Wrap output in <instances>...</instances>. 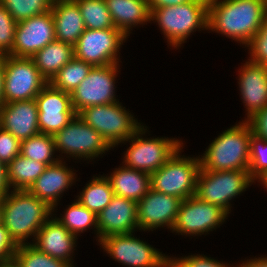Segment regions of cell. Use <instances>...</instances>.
<instances>
[{
  "label": "cell",
  "instance_id": "34",
  "mask_svg": "<svg viewBox=\"0 0 267 267\" xmlns=\"http://www.w3.org/2000/svg\"><path fill=\"white\" fill-rule=\"evenodd\" d=\"M0 3L19 22L51 10L52 0H0Z\"/></svg>",
  "mask_w": 267,
  "mask_h": 267
},
{
  "label": "cell",
  "instance_id": "3",
  "mask_svg": "<svg viewBox=\"0 0 267 267\" xmlns=\"http://www.w3.org/2000/svg\"><path fill=\"white\" fill-rule=\"evenodd\" d=\"M252 134L247 121L223 131L200 157V167L212 171H248Z\"/></svg>",
  "mask_w": 267,
  "mask_h": 267
},
{
  "label": "cell",
  "instance_id": "8",
  "mask_svg": "<svg viewBox=\"0 0 267 267\" xmlns=\"http://www.w3.org/2000/svg\"><path fill=\"white\" fill-rule=\"evenodd\" d=\"M144 125L127 141L130 142V147L124 153L125 167L144 171L152 174L163 166L175 153L183 146V142L173 138H146L147 128Z\"/></svg>",
  "mask_w": 267,
  "mask_h": 267
},
{
  "label": "cell",
  "instance_id": "43",
  "mask_svg": "<svg viewBox=\"0 0 267 267\" xmlns=\"http://www.w3.org/2000/svg\"><path fill=\"white\" fill-rule=\"evenodd\" d=\"M10 190L7 183L6 165L0 162V197H4Z\"/></svg>",
  "mask_w": 267,
  "mask_h": 267
},
{
  "label": "cell",
  "instance_id": "25",
  "mask_svg": "<svg viewBox=\"0 0 267 267\" xmlns=\"http://www.w3.org/2000/svg\"><path fill=\"white\" fill-rule=\"evenodd\" d=\"M106 178L111 184L114 195L141 200L151 189L150 174L144 171L119 166Z\"/></svg>",
  "mask_w": 267,
  "mask_h": 267
},
{
  "label": "cell",
  "instance_id": "48",
  "mask_svg": "<svg viewBox=\"0 0 267 267\" xmlns=\"http://www.w3.org/2000/svg\"><path fill=\"white\" fill-rule=\"evenodd\" d=\"M265 16L267 17V0H265Z\"/></svg>",
  "mask_w": 267,
  "mask_h": 267
},
{
  "label": "cell",
  "instance_id": "22",
  "mask_svg": "<svg viewBox=\"0 0 267 267\" xmlns=\"http://www.w3.org/2000/svg\"><path fill=\"white\" fill-rule=\"evenodd\" d=\"M65 162L59 160L48 165L44 172L34 181L28 191L38 199L47 202L53 209L60 200V195L74 183L76 175Z\"/></svg>",
  "mask_w": 267,
  "mask_h": 267
},
{
  "label": "cell",
  "instance_id": "46",
  "mask_svg": "<svg viewBox=\"0 0 267 267\" xmlns=\"http://www.w3.org/2000/svg\"><path fill=\"white\" fill-rule=\"evenodd\" d=\"M259 181L261 182L260 184L265 186L264 188H267V173H265L261 178H259L258 182Z\"/></svg>",
  "mask_w": 267,
  "mask_h": 267
},
{
  "label": "cell",
  "instance_id": "18",
  "mask_svg": "<svg viewBox=\"0 0 267 267\" xmlns=\"http://www.w3.org/2000/svg\"><path fill=\"white\" fill-rule=\"evenodd\" d=\"M98 242L112 234H130L138 229L137 202L114 195L97 215Z\"/></svg>",
  "mask_w": 267,
  "mask_h": 267
},
{
  "label": "cell",
  "instance_id": "10",
  "mask_svg": "<svg viewBox=\"0 0 267 267\" xmlns=\"http://www.w3.org/2000/svg\"><path fill=\"white\" fill-rule=\"evenodd\" d=\"M56 151L68 157L95 159L112 148L107 141L91 126L86 124L79 115L59 132L53 135Z\"/></svg>",
  "mask_w": 267,
  "mask_h": 267
},
{
  "label": "cell",
  "instance_id": "12",
  "mask_svg": "<svg viewBox=\"0 0 267 267\" xmlns=\"http://www.w3.org/2000/svg\"><path fill=\"white\" fill-rule=\"evenodd\" d=\"M127 37L117 28L85 29L74 46V57L92 66L119 63L118 53Z\"/></svg>",
  "mask_w": 267,
  "mask_h": 267
},
{
  "label": "cell",
  "instance_id": "24",
  "mask_svg": "<svg viewBox=\"0 0 267 267\" xmlns=\"http://www.w3.org/2000/svg\"><path fill=\"white\" fill-rule=\"evenodd\" d=\"M105 2L115 28L126 37L130 35L131 28L151 21L147 0H105Z\"/></svg>",
  "mask_w": 267,
  "mask_h": 267
},
{
  "label": "cell",
  "instance_id": "16",
  "mask_svg": "<svg viewBox=\"0 0 267 267\" xmlns=\"http://www.w3.org/2000/svg\"><path fill=\"white\" fill-rule=\"evenodd\" d=\"M55 40L54 20L49 10L17 22L13 48L8 55L30 58Z\"/></svg>",
  "mask_w": 267,
  "mask_h": 267
},
{
  "label": "cell",
  "instance_id": "35",
  "mask_svg": "<svg viewBox=\"0 0 267 267\" xmlns=\"http://www.w3.org/2000/svg\"><path fill=\"white\" fill-rule=\"evenodd\" d=\"M250 177L256 181L267 173V141L254 134L250 137Z\"/></svg>",
  "mask_w": 267,
  "mask_h": 267
},
{
  "label": "cell",
  "instance_id": "42",
  "mask_svg": "<svg viewBox=\"0 0 267 267\" xmlns=\"http://www.w3.org/2000/svg\"><path fill=\"white\" fill-rule=\"evenodd\" d=\"M191 0H147L150 9H157L167 6H176L179 4L187 3Z\"/></svg>",
  "mask_w": 267,
  "mask_h": 267
},
{
  "label": "cell",
  "instance_id": "5",
  "mask_svg": "<svg viewBox=\"0 0 267 267\" xmlns=\"http://www.w3.org/2000/svg\"><path fill=\"white\" fill-rule=\"evenodd\" d=\"M129 112L118 100L112 104L86 107L77 115L113 148L124 143L143 126Z\"/></svg>",
  "mask_w": 267,
  "mask_h": 267
},
{
  "label": "cell",
  "instance_id": "9",
  "mask_svg": "<svg viewBox=\"0 0 267 267\" xmlns=\"http://www.w3.org/2000/svg\"><path fill=\"white\" fill-rule=\"evenodd\" d=\"M115 261L128 267H170V258L130 234H112L99 241Z\"/></svg>",
  "mask_w": 267,
  "mask_h": 267
},
{
  "label": "cell",
  "instance_id": "27",
  "mask_svg": "<svg viewBox=\"0 0 267 267\" xmlns=\"http://www.w3.org/2000/svg\"><path fill=\"white\" fill-rule=\"evenodd\" d=\"M46 165L19 154L6 166L7 183L13 190H28Z\"/></svg>",
  "mask_w": 267,
  "mask_h": 267
},
{
  "label": "cell",
  "instance_id": "6",
  "mask_svg": "<svg viewBox=\"0 0 267 267\" xmlns=\"http://www.w3.org/2000/svg\"><path fill=\"white\" fill-rule=\"evenodd\" d=\"M158 170L150 174L151 189L182 200L195 195L200 157H181V149Z\"/></svg>",
  "mask_w": 267,
  "mask_h": 267
},
{
  "label": "cell",
  "instance_id": "11",
  "mask_svg": "<svg viewBox=\"0 0 267 267\" xmlns=\"http://www.w3.org/2000/svg\"><path fill=\"white\" fill-rule=\"evenodd\" d=\"M48 83L31 58L5 55V103L34 99Z\"/></svg>",
  "mask_w": 267,
  "mask_h": 267
},
{
  "label": "cell",
  "instance_id": "47",
  "mask_svg": "<svg viewBox=\"0 0 267 267\" xmlns=\"http://www.w3.org/2000/svg\"><path fill=\"white\" fill-rule=\"evenodd\" d=\"M0 267H18L14 262L0 264Z\"/></svg>",
  "mask_w": 267,
  "mask_h": 267
},
{
  "label": "cell",
  "instance_id": "45",
  "mask_svg": "<svg viewBox=\"0 0 267 267\" xmlns=\"http://www.w3.org/2000/svg\"><path fill=\"white\" fill-rule=\"evenodd\" d=\"M237 267H267V257L247 259L246 262L243 261V263Z\"/></svg>",
  "mask_w": 267,
  "mask_h": 267
},
{
  "label": "cell",
  "instance_id": "26",
  "mask_svg": "<svg viewBox=\"0 0 267 267\" xmlns=\"http://www.w3.org/2000/svg\"><path fill=\"white\" fill-rule=\"evenodd\" d=\"M39 72L50 81L59 70L74 58V47L60 41H53L30 57Z\"/></svg>",
  "mask_w": 267,
  "mask_h": 267
},
{
  "label": "cell",
  "instance_id": "41",
  "mask_svg": "<svg viewBox=\"0 0 267 267\" xmlns=\"http://www.w3.org/2000/svg\"><path fill=\"white\" fill-rule=\"evenodd\" d=\"M247 122L255 136L267 141V106L256 112Z\"/></svg>",
  "mask_w": 267,
  "mask_h": 267
},
{
  "label": "cell",
  "instance_id": "23",
  "mask_svg": "<svg viewBox=\"0 0 267 267\" xmlns=\"http://www.w3.org/2000/svg\"><path fill=\"white\" fill-rule=\"evenodd\" d=\"M51 12L56 40L74 47L85 31L78 4L74 0H52Z\"/></svg>",
  "mask_w": 267,
  "mask_h": 267
},
{
  "label": "cell",
  "instance_id": "15",
  "mask_svg": "<svg viewBox=\"0 0 267 267\" xmlns=\"http://www.w3.org/2000/svg\"><path fill=\"white\" fill-rule=\"evenodd\" d=\"M38 106L40 133L54 135L64 128L76 115L71 94L48 83L35 97Z\"/></svg>",
  "mask_w": 267,
  "mask_h": 267
},
{
  "label": "cell",
  "instance_id": "20",
  "mask_svg": "<svg viewBox=\"0 0 267 267\" xmlns=\"http://www.w3.org/2000/svg\"><path fill=\"white\" fill-rule=\"evenodd\" d=\"M76 239L77 237L70 233L58 220L51 217L39 229L34 239L35 243L31 244L41 252L74 267L71 255H73L74 247H76Z\"/></svg>",
  "mask_w": 267,
  "mask_h": 267
},
{
  "label": "cell",
  "instance_id": "17",
  "mask_svg": "<svg viewBox=\"0 0 267 267\" xmlns=\"http://www.w3.org/2000/svg\"><path fill=\"white\" fill-rule=\"evenodd\" d=\"M182 199L150 189L137 202L138 229L153 231L167 226L172 230ZM153 229V230H152Z\"/></svg>",
  "mask_w": 267,
  "mask_h": 267
},
{
  "label": "cell",
  "instance_id": "7",
  "mask_svg": "<svg viewBox=\"0 0 267 267\" xmlns=\"http://www.w3.org/2000/svg\"><path fill=\"white\" fill-rule=\"evenodd\" d=\"M254 180L249 171L200 170L197 175L195 196L199 199L217 205L228 214L231 212L230 200L241 195ZM230 211V212H229Z\"/></svg>",
  "mask_w": 267,
  "mask_h": 267
},
{
  "label": "cell",
  "instance_id": "30",
  "mask_svg": "<svg viewBox=\"0 0 267 267\" xmlns=\"http://www.w3.org/2000/svg\"><path fill=\"white\" fill-rule=\"evenodd\" d=\"M64 212L61 218L55 217V219L70 233L77 237L78 233H83L90 227H94L98 237L97 215L93 211H90L76 200Z\"/></svg>",
  "mask_w": 267,
  "mask_h": 267
},
{
  "label": "cell",
  "instance_id": "1",
  "mask_svg": "<svg viewBox=\"0 0 267 267\" xmlns=\"http://www.w3.org/2000/svg\"><path fill=\"white\" fill-rule=\"evenodd\" d=\"M265 18V0H209L208 28L246 45Z\"/></svg>",
  "mask_w": 267,
  "mask_h": 267
},
{
  "label": "cell",
  "instance_id": "36",
  "mask_svg": "<svg viewBox=\"0 0 267 267\" xmlns=\"http://www.w3.org/2000/svg\"><path fill=\"white\" fill-rule=\"evenodd\" d=\"M16 27L17 22L0 3V56L12 51Z\"/></svg>",
  "mask_w": 267,
  "mask_h": 267
},
{
  "label": "cell",
  "instance_id": "49",
  "mask_svg": "<svg viewBox=\"0 0 267 267\" xmlns=\"http://www.w3.org/2000/svg\"><path fill=\"white\" fill-rule=\"evenodd\" d=\"M1 200H2V197H0V222H1Z\"/></svg>",
  "mask_w": 267,
  "mask_h": 267
},
{
  "label": "cell",
  "instance_id": "4",
  "mask_svg": "<svg viewBox=\"0 0 267 267\" xmlns=\"http://www.w3.org/2000/svg\"><path fill=\"white\" fill-rule=\"evenodd\" d=\"M208 2L209 0H191L176 6L150 9V20L158 23L168 44L177 48L197 28L208 30Z\"/></svg>",
  "mask_w": 267,
  "mask_h": 267
},
{
  "label": "cell",
  "instance_id": "19",
  "mask_svg": "<svg viewBox=\"0 0 267 267\" xmlns=\"http://www.w3.org/2000/svg\"><path fill=\"white\" fill-rule=\"evenodd\" d=\"M0 127L20 141L39 134L38 106L35 98L5 103L0 108Z\"/></svg>",
  "mask_w": 267,
  "mask_h": 267
},
{
  "label": "cell",
  "instance_id": "40",
  "mask_svg": "<svg viewBox=\"0 0 267 267\" xmlns=\"http://www.w3.org/2000/svg\"><path fill=\"white\" fill-rule=\"evenodd\" d=\"M17 246L9 236L8 230L0 222V264L13 262Z\"/></svg>",
  "mask_w": 267,
  "mask_h": 267
},
{
  "label": "cell",
  "instance_id": "38",
  "mask_svg": "<svg viewBox=\"0 0 267 267\" xmlns=\"http://www.w3.org/2000/svg\"><path fill=\"white\" fill-rule=\"evenodd\" d=\"M21 141L0 127V162L8 165L20 154Z\"/></svg>",
  "mask_w": 267,
  "mask_h": 267
},
{
  "label": "cell",
  "instance_id": "13",
  "mask_svg": "<svg viewBox=\"0 0 267 267\" xmlns=\"http://www.w3.org/2000/svg\"><path fill=\"white\" fill-rule=\"evenodd\" d=\"M119 63L93 66L87 77L71 93L72 106L76 114L86 107L116 102L115 78Z\"/></svg>",
  "mask_w": 267,
  "mask_h": 267
},
{
  "label": "cell",
  "instance_id": "29",
  "mask_svg": "<svg viewBox=\"0 0 267 267\" xmlns=\"http://www.w3.org/2000/svg\"><path fill=\"white\" fill-rule=\"evenodd\" d=\"M56 152L52 135L44 133L36 134L21 141L20 154L36 162H42L46 166L55 164L61 158H53Z\"/></svg>",
  "mask_w": 267,
  "mask_h": 267
},
{
  "label": "cell",
  "instance_id": "28",
  "mask_svg": "<svg viewBox=\"0 0 267 267\" xmlns=\"http://www.w3.org/2000/svg\"><path fill=\"white\" fill-rule=\"evenodd\" d=\"M93 177L76 197L84 207L98 215L111 202L114 192L106 176Z\"/></svg>",
  "mask_w": 267,
  "mask_h": 267
},
{
  "label": "cell",
  "instance_id": "14",
  "mask_svg": "<svg viewBox=\"0 0 267 267\" xmlns=\"http://www.w3.org/2000/svg\"><path fill=\"white\" fill-rule=\"evenodd\" d=\"M226 217L228 213L221 207L193 195L182 200L172 232L200 236L219 227Z\"/></svg>",
  "mask_w": 267,
  "mask_h": 267
},
{
  "label": "cell",
  "instance_id": "33",
  "mask_svg": "<svg viewBox=\"0 0 267 267\" xmlns=\"http://www.w3.org/2000/svg\"><path fill=\"white\" fill-rule=\"evenodd\" d=\"M13 262L18 267H71L68 263L41 252L29 242L17 246Z\"/></svg>",
  "mask_w": 267,
  "mask_h": 267
},
{
  "label": "cell",
  "instance_id": "21",
  "mask_svg": "<svg viewBox=\"0 0 267 267\" xmlns=\"http://www.w3.org/2000/svg\"><path fill=\"white\" fill-rule=\"evenodd\" d=\"M239 70V90L247 109V121L267 106V66L246 61Z\"/></svg>",
  "mask_w": 267,
  "mask_h": 267
},
{
  "label": "cell",
  "instance_id": "2",
  "mask_svg": "<svg viewBox=\"0 0 267 267\" xmlns=\"http://www.w3.org/2000/svg\"><path fill=\"white\" fill-rule=\"evenodd\" d=\"M54 209L28 190H12L1 200V222L17 245L26 244L48 221Z\"/></svg>",
  "mask_w": 267,
  "mask_h": 267
},
{
  "label": "cell",
  "instance_id": "39",
  "mask_svg": "<svg viewBox=\"0 0 267 267\" xmlns=\"http://www.w3.org/2000/svg\"><path fill=\"white\" fill-rule=\"evenodd\" d=\"M214 260L211 257L203 255H189L184 258H171L170 267H231L224 262ZM234 267V266H233Z\"/></svg>",
  "mask_w": 267,
  "mask_h": 267
},
{
  "label": "cell",
  "instance_id": "44",
  "mask_svg": "<svg viewBox=\"0 0 267 267\" xmlns=\"http://www.w3.org/2000/svg\"><path fill=\"white\" fill-rule=\"evenodd\" d=\"M4 80H5V55L0 56V108L5 104Z\"/></svg>",
  "mask_w": 267,
  "mask_h": 267
},
{
  "label": "cell",
  "instance_id": "37",
  "mask_svg": "<svg viewBox=\"0 0 267 267\" xmlns=\"http://www.w3.org/2000/svg\"><path fill=\"white\" fill-rule=\"evenodd\" d=\"M249 49L250 56L248 61L254 64L267 66V17L265 16L263 23L257 34L246 45Z\"/></svg>",
  "mask_w": 267,
  "mask_h": 267
},
{
  "label": "cell",
  "instance_id": "32",
  "mask_svg": "<svg viewBox=\"0 0 267 267\" xmlns=\"http://www.w3.org/2000/svg\"><path fill=\"white\" fill-rule=\"evenodd\" d=\"M80 9L85 29L115 28L105 0H74Z\"/></svg>",
  "mask_w": 267,
  "mask_h": 267
},
{
  "label": "cell",
  "instance_id": "31",
  "mask_svg": "<svg viewBox=\"0 0 267 267\" xmlns=\"http://www.w3.org/2000/svg\"><path fill=\"white\" fill-rule=\"evenodd\" d=\"M92 67L91 64L74 57L53 76L49 83L53 87L71 94L80 82L87 77Z\"/></svg>",
  "mask_w": 267,
  "mask_h": 267
}]
</instances>
